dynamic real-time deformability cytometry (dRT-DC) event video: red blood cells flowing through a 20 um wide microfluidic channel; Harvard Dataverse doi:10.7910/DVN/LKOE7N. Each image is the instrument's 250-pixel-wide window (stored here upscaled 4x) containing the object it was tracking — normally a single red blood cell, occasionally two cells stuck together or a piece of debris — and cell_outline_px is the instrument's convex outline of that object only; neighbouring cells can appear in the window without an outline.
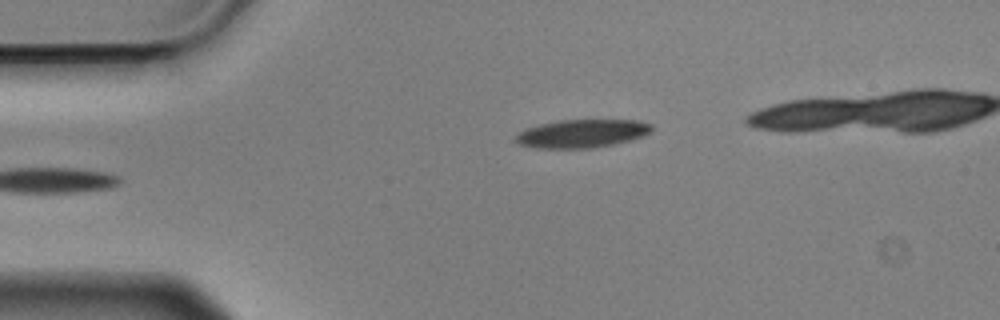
{"species": "Egyptian fruit bat (a non-hibernating species)", "species_latin": "Rousettus aegyptiacus", "temperature_condition": "cold", "stored_images_in_passage": 34, "camera_frame_rate_fps": 3000, "um_per_image_px": 0.085, "animal": {"sex": "male"}, "frame": {"image": 1, "passage_image": 1, "time_ms": 0.0, "image_size_px": [1000, 320], "cell_outline_px": [[652, 132], [644, 136], [612, 144], [592, 148], [536, 148], [520, 144], [516, 140], [516, 136], [520, 132], [528, 128], [540, 124], [560, 120], [636, 120], [652, 124]], "centroid_in_image_um": [49.51, 11.34], "position_along_channel_um": 35.5, "area_um2": 22.14}}
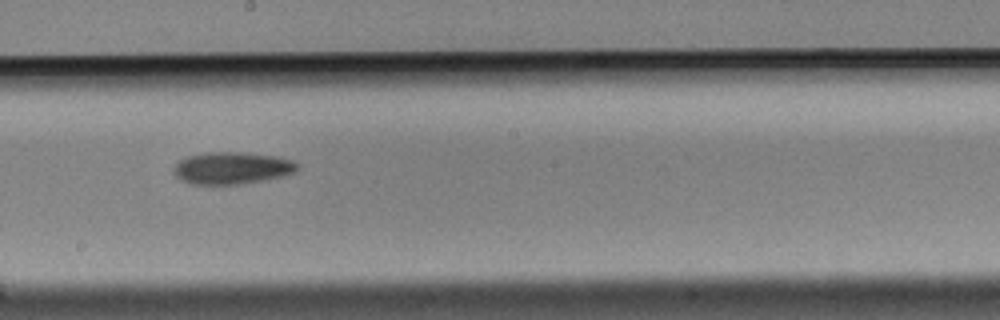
{"frame": {"image": 2, "passage_image": 20, "time_ms": 6.333, "image_size_px": [1000, 320], "cell_outline_px": [[300, 168], [296, 172], [264, 180], [240, 184], [188, 184], [180, 180], [172, 172], [172, 168], [180, 160], [188, 156], [208, 152], [244, 152], [276, 156], [292, 160], [300, 164]], "centroid_in_image_um": [19.72, 14.28], "position_along_channel_um": 228.5, "area_um2": 23.35}}
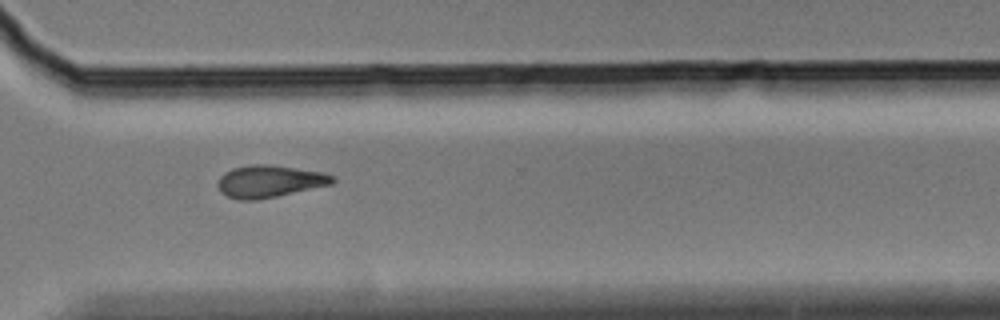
{"frame": {"image": 3, "passage_image": 30, "time_ms": 9.667, "image_size_px": [1000, 320], "cell_outline_px": [[336, 180], [332, 184], [276, 196], [256, 200], [236, 200], [220, 192], [216, 184], [220, 176], [224, 172], [232, 168], [252, 164], [268, 164], [324, 172], [336, 176]], "centroid_in_image_um": [22.89, 15.41], "position_along_channel_um": 347.7, "area_um2": 21.68}, "authors_computed_cell_mechanics": {"area_um2": 22.6287, "velocity_mm_per_s": 3.5778, "shape_relaxation_time_tau1_ms": 5.492, "shape_relaxation_time_tau2_ms": null, "deformation_change_tau1": 0.123, "deformation_change_tau2": null}}